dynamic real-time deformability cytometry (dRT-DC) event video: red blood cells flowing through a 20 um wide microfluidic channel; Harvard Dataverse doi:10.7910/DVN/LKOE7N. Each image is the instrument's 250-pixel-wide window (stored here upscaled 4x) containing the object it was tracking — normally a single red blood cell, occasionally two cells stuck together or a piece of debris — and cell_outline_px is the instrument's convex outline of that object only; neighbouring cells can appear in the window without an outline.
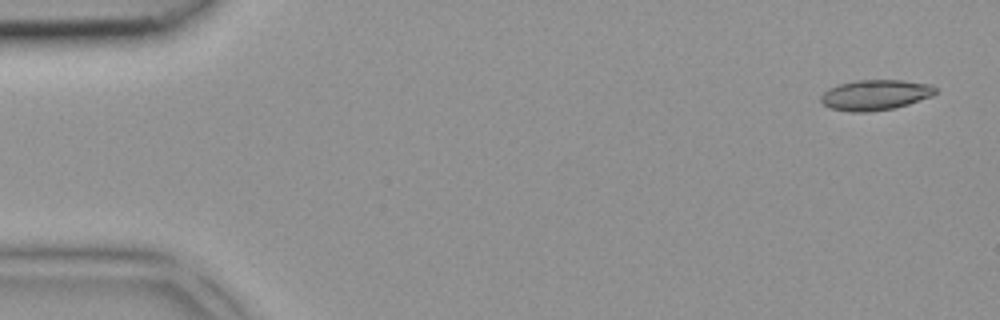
{"species": "common noctule bat (a hibernating species)", "species_latin": "Nyctalus noctula", "temperature_condition": "room temperature", "stored_images_in_passage": 3, "camera_frame_rate_fps": 3000, "um_per_image_px": 0.085, "animal": {"sex": "female", "body_mass_g": 18.4}, "frame": {"image": 1, "passage_image": 1, "time_ms": 0.0, "image_size_px": [1000, 320], "cell_outline_px": [[936, 92], [932, 96], [896, 108], [868, 112], [848, 112], [828, 108], [820, 100], [820, 96], [828, 88], [840, 84], [856, 80], [904, 80], [932, 84], [936, 88]], "centroid_in_image_um": [74.39, 8.07], "position_along_channel_um": 10.6, "area_um2": 20.52}}